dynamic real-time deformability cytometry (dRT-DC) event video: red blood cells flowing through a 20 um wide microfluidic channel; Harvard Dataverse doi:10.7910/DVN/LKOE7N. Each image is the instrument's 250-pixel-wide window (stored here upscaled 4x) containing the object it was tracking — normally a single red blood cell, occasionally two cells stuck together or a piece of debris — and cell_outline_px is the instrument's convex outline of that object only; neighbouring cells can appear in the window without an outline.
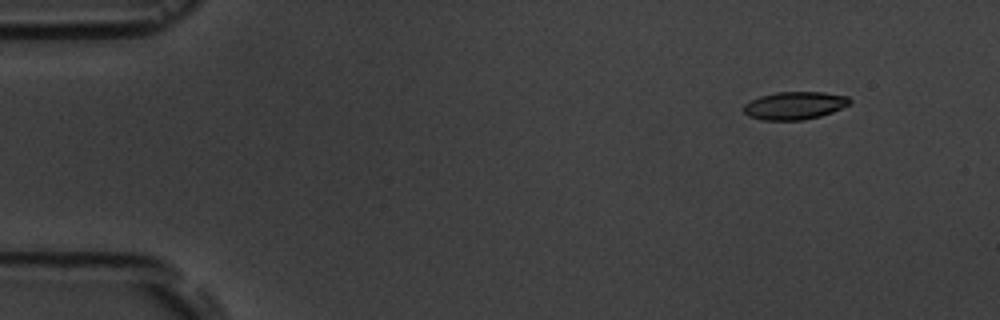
{"species": "common noctule bat (a hibernating species)", "species_latin": "Nyctalus noctula", "temperature_condition": "room temperature", "stored_images_in_passage": 6, "camera_frame_rate_fps": 3000, "um_per_image_px": 0.085, "animal": {"sex": "male", "body_mass_g": 19.5, "forearm_length_mm": 54.6}, "frame": {"image": 1, "passage_image": 2, "time_ms": 1.333, "image_size_px": [1000, 320], "cell_outline_px": [[852, 104], [832, 112], [820, 116], [804, 120], [764, 120], [748, 116], [744, 112], [744, 104], [760, 96], [776, 92], [824, 92], [848, 96], [852, 100]], "centroid_in_image_um": [67.58, 8.97], "position_along_channel_um": 17.4, "area_um2": 17.28}}
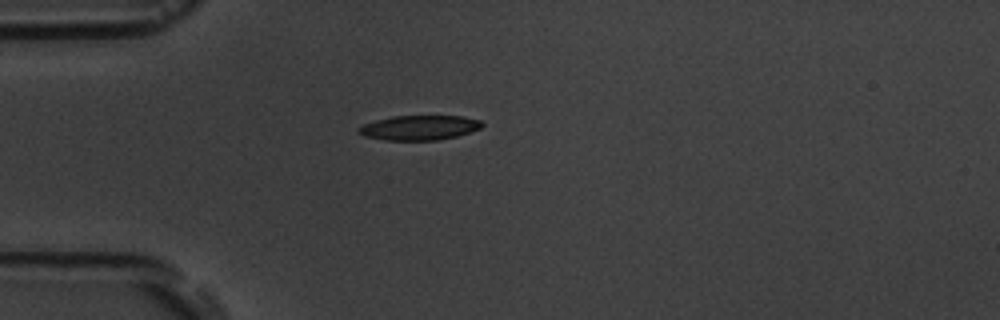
{"frame": {"image": 2, "passage_image": 5, "time_ms": 4.667, "image_size_px": [1000, 320], "cell_outline_px": [[484, 124], [480, 128], [456, 136], [436, 140], [384, 140], [364, 136], [356, 132], [356, 128], [364, 124], [376, 120], [392, 116], [464, 116], [480, 120]], "centroid_in_image_um": [35.6, 10.85], "position_along_channel_um": 49.4, "area_um2": 17.74}}